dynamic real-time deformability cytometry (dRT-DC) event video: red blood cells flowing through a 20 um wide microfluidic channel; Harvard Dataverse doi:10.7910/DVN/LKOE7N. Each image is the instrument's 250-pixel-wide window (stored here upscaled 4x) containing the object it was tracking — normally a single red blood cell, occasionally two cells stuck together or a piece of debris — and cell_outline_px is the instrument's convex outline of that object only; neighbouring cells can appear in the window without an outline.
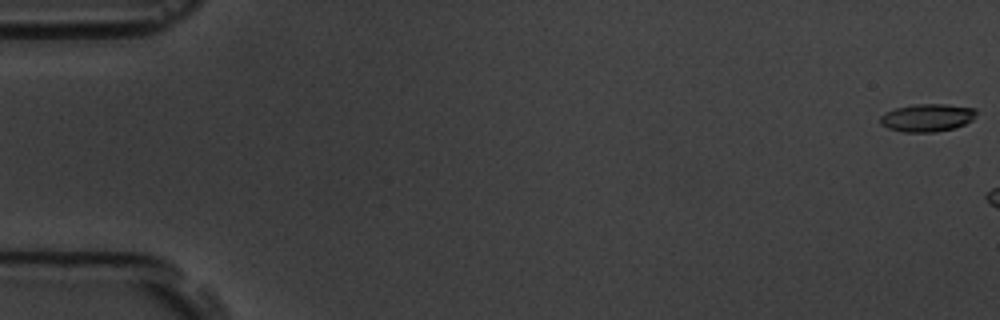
{"species": "common noctule bat (a hibernating species)", "species_latin": "Nyctalus noctula", "temperature_condition": "room temperature", "stored_images_in_passage": 3, "camera_frame_rate_fps": 3000, "um_per_image_px": 0.085, "animal": {"sex": "male", "body_mass_g": 19.5, "forearm_length_mm": 54.6}, "frame": {"image": 1, "passage_image": 1, "time_ms": 0.0, "image_size_px": [1000, 320], "cell_outline_px": [[976, 112], [972, 120], [964, 124], [952, 128], [936, 132], [904, 132], [888, 128], [880, 124], [880, 116], [884, 112], [896, 108], [916, 104], [948, 104], [976, 108]], "centroid_in_image_um": [78.79, 10.0], "position_along_channel_um": 6.2, "area_um2": 15.55}}